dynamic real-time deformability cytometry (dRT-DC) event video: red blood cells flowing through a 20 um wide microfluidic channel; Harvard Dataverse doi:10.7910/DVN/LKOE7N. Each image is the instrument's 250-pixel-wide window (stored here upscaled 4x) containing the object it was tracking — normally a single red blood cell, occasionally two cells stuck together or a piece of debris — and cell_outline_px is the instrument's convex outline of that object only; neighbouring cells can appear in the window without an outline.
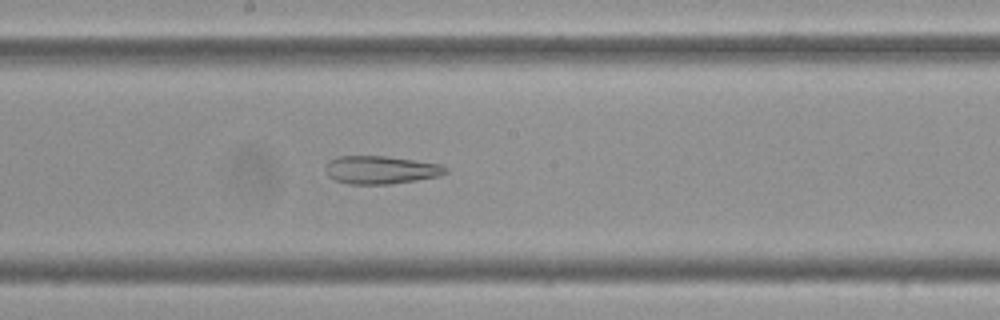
{"species": "Egyptian fruit bat (a non-hibernating species)", "species_latin": "Rousettus aegyptiacus", "temperature_condition": "cold", "stored_images_in_passage": 58, "camera_frame_rate_fps": 3000, "um_per_image_px": 0.085, "frame": {"image": 1, "passage_image": 32, "time_ms": 10.333, "image_size_px": [1000, 320], "cell_outline_px": [[448, 172], [440, 176], [416, 180], [388, 184], [348, 184], [336, 180], [328, 176], [328, 164], [332, 160], [340, 156], [384, 156], [440, 164], [448, 168]], "centroid_in_image_um": [32.43, 14.45], "position_along_channel_um": 215.8, "area_um2": 19.25}}
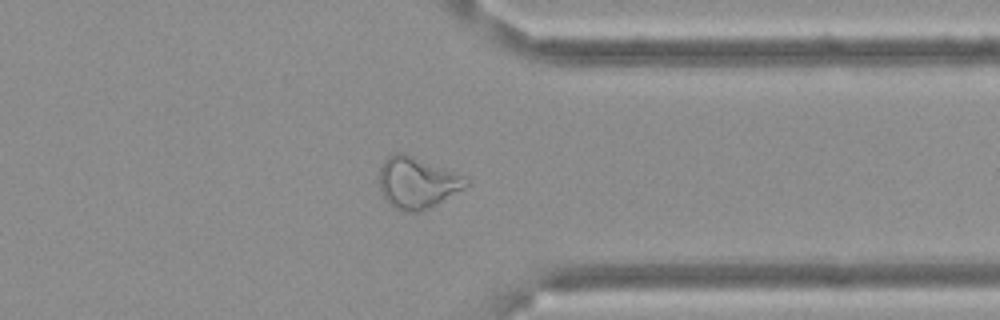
{"frame": {"image": 2, "passage_image": 46, "time_ms": 15.0, "image_size_px": [1000, 320], "cell_outline_px": [[468, 184], [464, 188], [436, 204], [420, 212], [404, 212], [388, 204], [380, 192], [380, 168], [384, 160], [392, 152], [404, 152], [464, 176], [468, 180]], "centroid_in_image_um": [35.41, 15.52], "position_along_channel_um": 376.0, "area_um2": 25.89}}
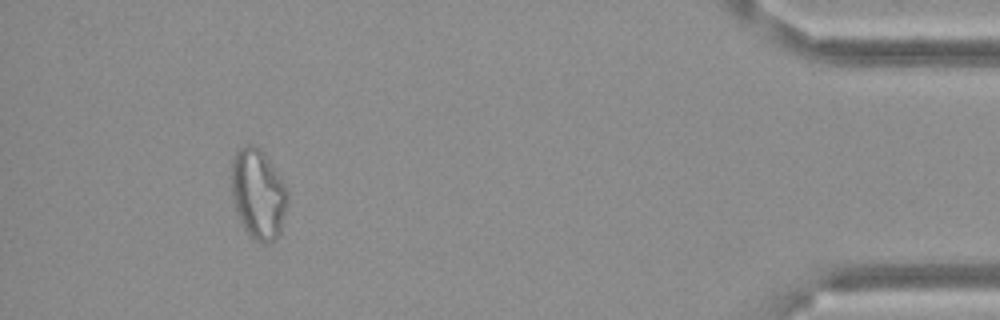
{"frame": {"image": 3, "passage_image": 54, "time_ms": 17.667, "image_size_px": [1000, 320], "cell_outline_px": [[288, 200], [280, 232], [272, 240], [264, 244], [256, 240], [244, 228], [236, 212], [232, 196], [232, 160], [236, 152], [240, 148], [248, 144], [252, 144], [260, 148], [264, 152], [288, 192]], "centroid_in_image_um": [21.93, 16.47], "position_along_channel_um": 413.3, "area_um2": 28.96}, "authors_computed_cell_mechanics": {"area_um2": 26.588, "velocity_mm_per_s": 3.4991, "shape_relaxation_time_tau1_ms": null, "shape_relaxation_time_tau2_ms": 4.2287, "deformation_change_tau1": null, "deformation_change_tau2": 0.1576}}